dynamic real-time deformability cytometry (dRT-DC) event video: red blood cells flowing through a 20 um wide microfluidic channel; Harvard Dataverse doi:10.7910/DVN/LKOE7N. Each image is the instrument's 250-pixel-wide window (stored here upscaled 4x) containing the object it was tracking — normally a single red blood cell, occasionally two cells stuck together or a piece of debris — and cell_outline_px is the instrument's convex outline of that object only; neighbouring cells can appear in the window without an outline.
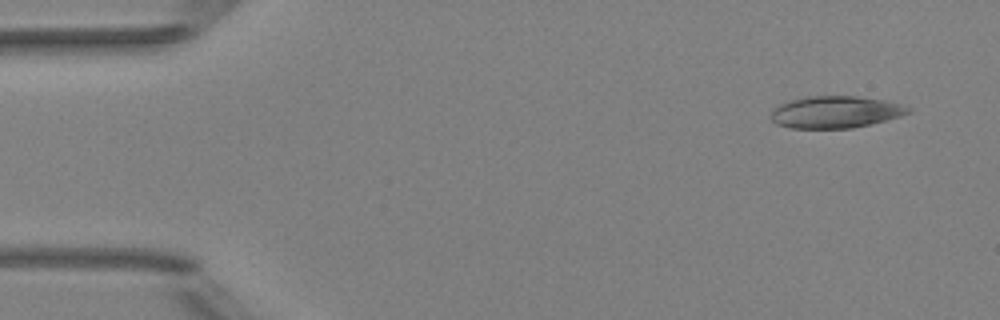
{"species": "Egyptian fruit bat (a non-hibernating species)", "species_latin": "Rousettus aegyptiacus", "temperature_condition": "room temperature", "stored_images_in_passage": 6, "camera_frame_rate_fps": 3000, "um_per_image_px": 0.085, "animal": {"sex": "female"}, "frame": {"image": 1, "passage_image": 1, "time_ms": 0.0, "image_size_px": [1000, 320], "cell_outline_px": [[912, 112], [888, 120], [872, 124], [852, 128], [792, 128], [776, 124], [768, 116], [772, 108], [788, 100], [808, 96], [856, 96], [884, 100], [900, 104], [912, 108]], "centroid_in_image_um": [70.99, 9.52], "position_along_channel_um": 14.0, "area_um2": 25.89}}
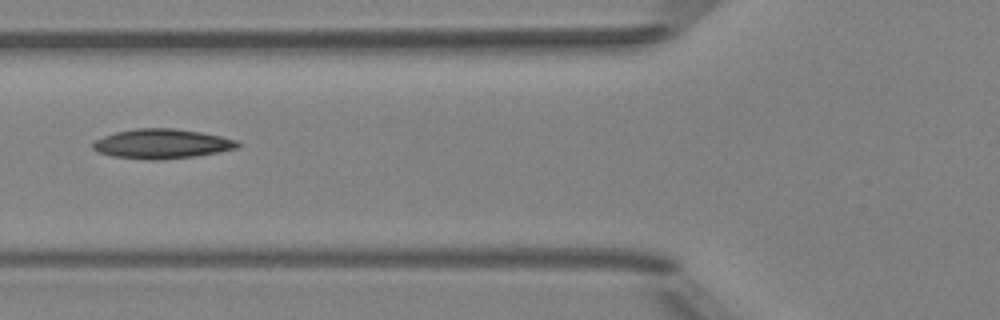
{"frame": {"image": 2, "passage_image": 5, "time_ms": 1.333, "image_size_px": [1000, 320], "cell_outline_px": [[244, 144], [240, 148], [220, 152], [196, 156], [160, 160], [152, 160], [112, 156], [96, 152], [92, 148], [92, 144], [96, 140], [104, 136], [116, 132], [136, 128], [176, 128], [200, 132], [220, 136], [236, 140]], "centroid_in_image_um": [13.8, 12.23], "position_along_channel_um": 112.0, "area_um2": 25.2}}
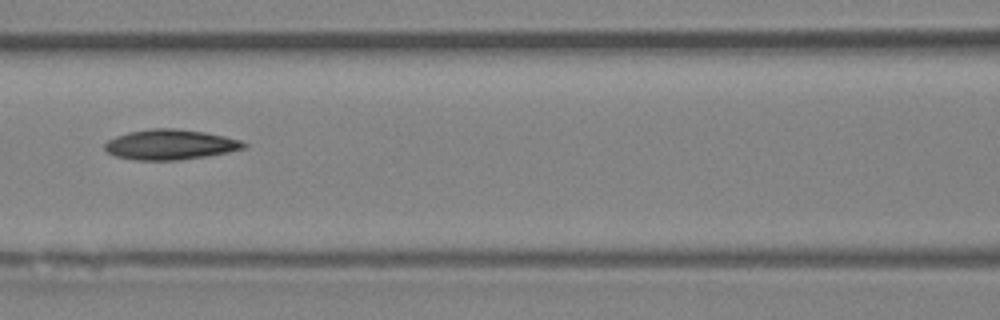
{"frame": {"image": 3, "passage_image": 6, "time_ms": 1.667, "image_size_px": [1000, 320], "cell_outline_px": [[248, 144], [244, 148], [228, 152], [208, 156], [180, 160], [136, 160], [116, 156], [108, 152], [104, 148], [104, 144], [108, 140], [116, 136], [128, 132], [152, 128], [172, 128], [204, 132], [224, 136], [240, 140]], "centroid_in_image_um": [14.47, 12.29], "position_along_channel_um": 152.1, "area_um2": 24.39}}